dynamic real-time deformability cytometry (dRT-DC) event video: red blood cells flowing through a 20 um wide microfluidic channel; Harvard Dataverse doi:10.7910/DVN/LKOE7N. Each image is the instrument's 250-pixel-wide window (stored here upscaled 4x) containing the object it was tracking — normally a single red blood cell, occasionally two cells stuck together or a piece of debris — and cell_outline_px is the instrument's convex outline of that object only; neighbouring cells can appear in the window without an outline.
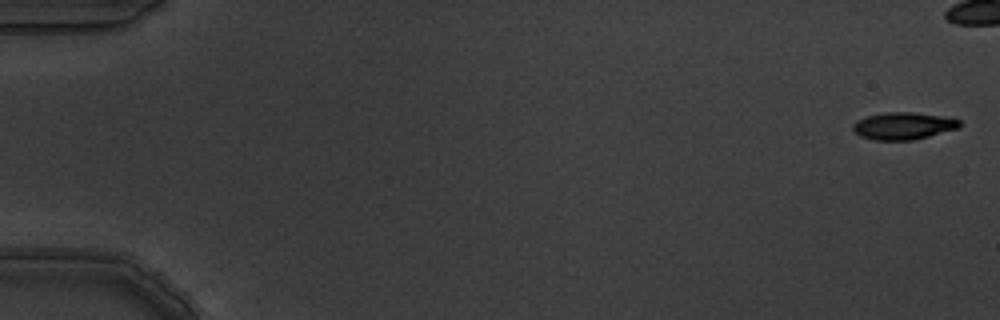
{"species": "common noctule bat (a hibernating species)", "species_latin": "Nyctalus noctula", "temperature_condition": "warm", "stored_images_in_passage": 3, "camera_frame_rate_fps": 3000, "um_per_image_px": 0.085, "animal": {"sex": "male", "body_mass_g": 19.5, "forearm_length_mm": 54.6}, "frame": {"image": 1, "passage_image": 1, "time_ms": 0.0, "image_size_px": [1000, 320], "cell_outline_px": [[960, 128], [912, 140], [872, 140], [860, 136], [852, 128], [852, 124], [856, 120], [868, 116], [884, 112], [912, 112], [940, 116], [960, 120]], "centroid_in_image_um": [76.75, 10.7], "position_along_channel_um": 8.3, "area_um2": 16.82}}